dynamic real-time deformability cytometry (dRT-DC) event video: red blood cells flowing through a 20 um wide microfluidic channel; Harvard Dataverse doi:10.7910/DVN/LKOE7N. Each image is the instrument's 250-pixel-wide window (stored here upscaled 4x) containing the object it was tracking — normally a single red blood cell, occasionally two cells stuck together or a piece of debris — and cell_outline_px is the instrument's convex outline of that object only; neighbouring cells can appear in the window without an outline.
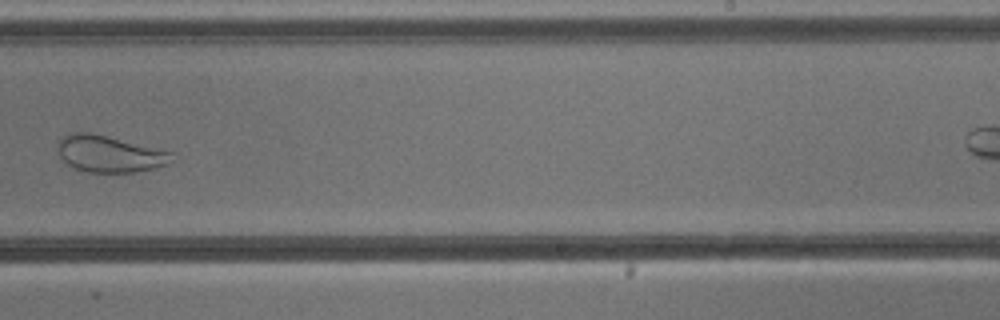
{"species": "common noctule bat (a hibernating species)", "species_latin": "Nyctalus noctula", "temperature_condition": "cold", "stored_images_in_passage": 9, "camera_frame_rate_fps": 3000, "um_per_image_px": 0.085, "animal": {"sex": "male", "body_mass_g": 13.3}, "frame": {"image": 1, "passage_image": 8, "time_ms": 8.333, "image_size_px": [1000, 320], "cell_outline_px": [[176, 160], [168, 164], [156, 168], [132, 172], [88, 172], [72, 168], [60, 156], [60, 140], [68, 132], [92, 132], [172, 152]], "centroid_in_image_um": [9.35, 13.08], "position_along_channel_um": 279.6, "area_um2": 24.28}}